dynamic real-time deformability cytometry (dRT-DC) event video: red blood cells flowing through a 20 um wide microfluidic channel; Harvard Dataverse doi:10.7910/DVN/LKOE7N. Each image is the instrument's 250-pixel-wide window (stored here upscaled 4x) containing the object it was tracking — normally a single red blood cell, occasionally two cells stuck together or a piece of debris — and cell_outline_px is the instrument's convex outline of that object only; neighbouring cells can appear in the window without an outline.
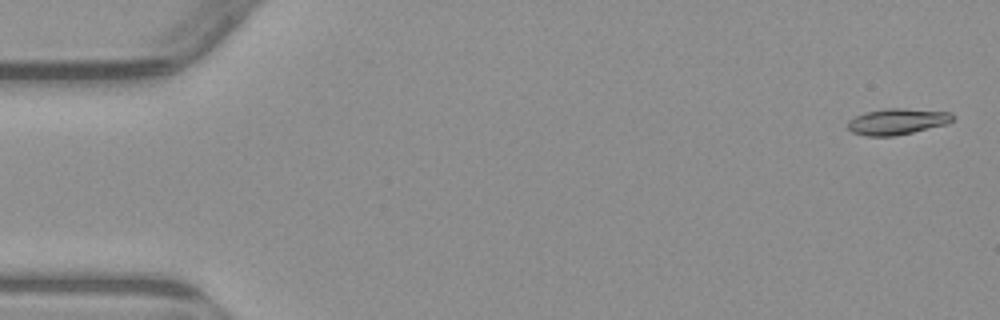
{"species": "common noctule bat (a hibernating species)", "species_latin": "Nyctalus noctula", "temperature_condition": "warm", "stored_images_in_passage": 4, "camera_frame_rate_fps": 3000, "um_per_image_px": 0.085, "animal": {"sex": "male", "body_mass_g": 23.1, "forearm_length_mm": 52.7}, "frame": {"image": 1, "passage_image": 1, "time_ms": 0.0, "image_size_px": [1000, 320], "cell_outline_px": [[956, 116], [948, 124], [912, 132], [892, 136], [868, 136], [852, 132], [848, 128], [848, 120], [864, 112], [884, 108], [904, 108], [952, 112]], "centroid_in_image_um": [76.29, 10.31], "position_along_channel_um": 8.7, "area_um2": 16.07}}
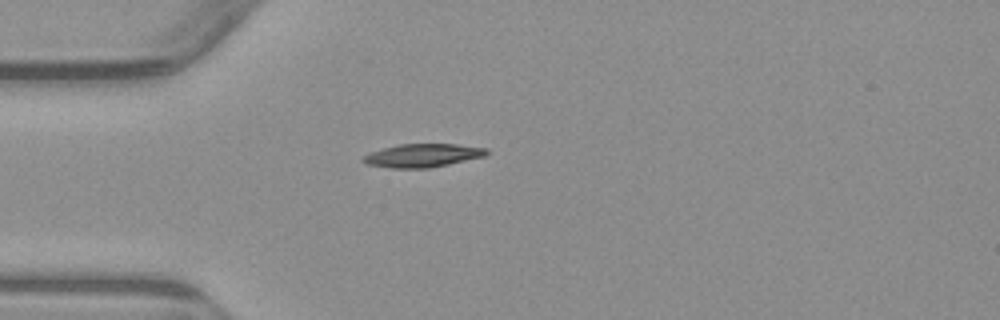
{"frame": {"image": 2, "passage_image": 4, "time_ms": 4.333, "image_size_px": [1000, 320], "cell_outline_px": [[488, 152], [484, 156], [448, 164], [428, 168], [392, 168], [368, 164], [360, 160], [364, 156], [372, 152], [384, 148], [400, 144], [456, 144], [488, 148]], "centroid_in_image_um": [35.93, 13.21], "position_along_channel_um": 49.1, "area_um2": 16.53}}